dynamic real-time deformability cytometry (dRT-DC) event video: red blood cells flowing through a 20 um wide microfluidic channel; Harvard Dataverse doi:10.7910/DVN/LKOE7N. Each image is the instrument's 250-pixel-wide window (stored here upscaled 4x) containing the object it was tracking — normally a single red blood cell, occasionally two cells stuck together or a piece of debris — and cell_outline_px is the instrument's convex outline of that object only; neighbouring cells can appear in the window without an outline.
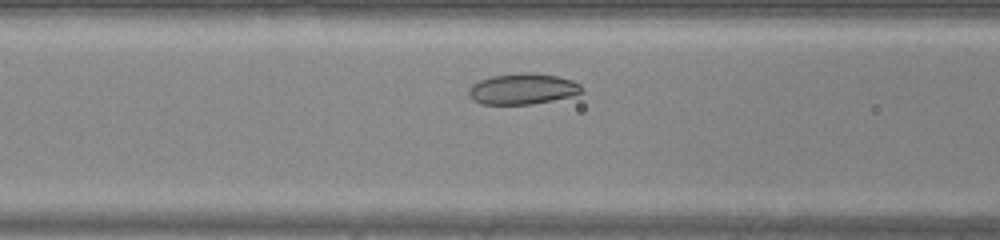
{"species": "common noctule bat (a hibernating species)", "species_latin": "Nyctalus noctula", "temperature_condition": "warm", "stored_images_in_passage": 27, "camera_frame_rate_fps": 3000, "um_per_image_px": 0.085, "animal": {"sex": "male", "body_mass_g": 20.0, "forearm_length_mm": 53.3}, "frame": {"image": 1, "passage_image": 8, "time_ms": 2.333, "image_size_px": [1000, 240], "cell_outline_px": [[584, 92], [572, 96], [532, 104], [480, 104], [472, 100], [468, 96], [468, 88], [472, 84], [480, 80], [492, 76], [520, 72], [532, 72], [560, 76], [572, 80], [580, 84], [584, 88]], "centroid_in_image_um": [44.43, 7.55], "position_along_channel_um": 122.2, "area_um2": 20.69}}
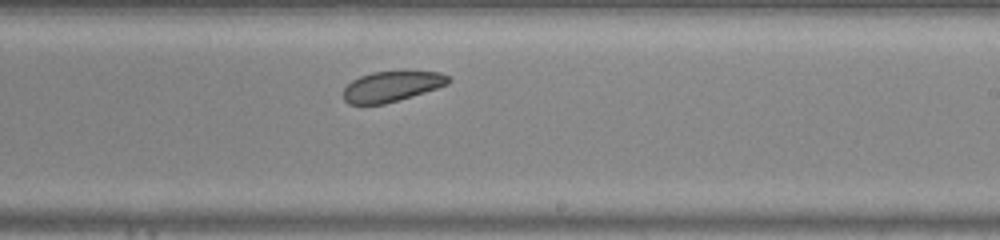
{"frame": {"image": 2, "passage_image": 17, "time_ms": 5.333, "image_size_px": [1000, 240], "cell_outline_px": [[452, 80], [448, 84], [412, 96], [384, 104], [348, 104], [344, 100], [344, 88], [352, 80], [360, 76], [372, 72], [404, 68], [440, 72], [448, 76]], "centroid_in_image_um": [33.34, 7.28], "position_along_channel_um": 255.7, "area_um2": 19.31}}
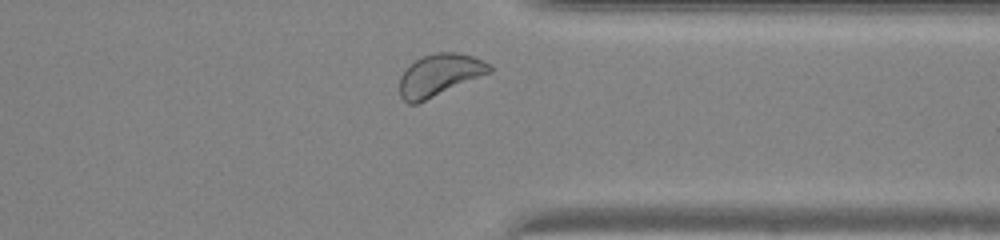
{"frame": {"image": 3, "passage_image": 25, "time_ms": 8.0, "image_size_px": [1000, 240], "cell_outline_px": [[492, 72], [416, 104], [408, 104], [400, 96], [400, 76], [416, 60], [424, 56], [436, 52], [456, 52], [472, 56], [484, 60], [492, 64]], "centroid_in_image_um": [37.39, 6.37], "position_along_channel_um": 374.0, "area_um2": 21.85}}